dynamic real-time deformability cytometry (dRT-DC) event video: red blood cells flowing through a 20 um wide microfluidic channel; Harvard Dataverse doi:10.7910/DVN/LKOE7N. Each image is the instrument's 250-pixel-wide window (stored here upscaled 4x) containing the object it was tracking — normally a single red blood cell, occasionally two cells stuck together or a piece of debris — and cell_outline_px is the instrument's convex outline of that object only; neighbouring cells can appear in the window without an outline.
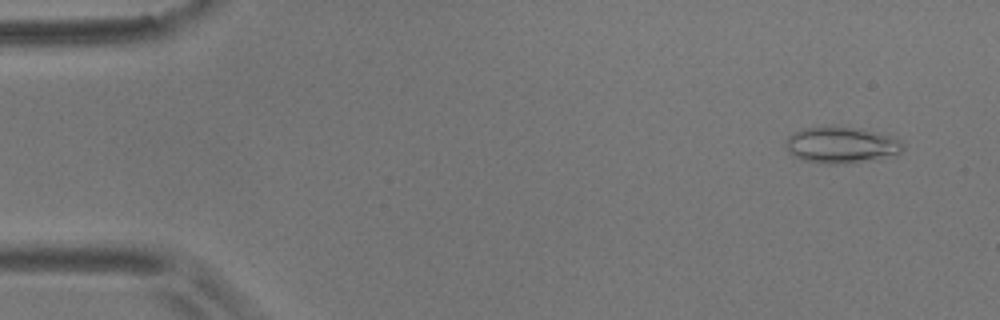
{"species": "common noctule bat (a hibernating species)", "species_latin": "Nyctalus noctula", "temperature_condition": "room temperature", "stored_images_in_passage": 6, "camera_frame_rate_fps": 3000, "um_per_image_px": 0.085, "animal": {"sex": "male", "body_mass_g": 17.9}, "frame": {"image": 1, "passage_image": 2, "time_ms": 0.333, "image_size_px": [1000, 320], "cell_outline_px": [[904, 148], [900, 152], [864, 160], [828, 164], [804, 160], [788, 152], [788, 136], [792, 132], [804, 128], [832, 124], [864, 128], [892, 136], [900, 140]], "centroid_in_image_um": [71.48, 12.25], "position_along_channel_um": 13.5, "area_um2": 24.57}}